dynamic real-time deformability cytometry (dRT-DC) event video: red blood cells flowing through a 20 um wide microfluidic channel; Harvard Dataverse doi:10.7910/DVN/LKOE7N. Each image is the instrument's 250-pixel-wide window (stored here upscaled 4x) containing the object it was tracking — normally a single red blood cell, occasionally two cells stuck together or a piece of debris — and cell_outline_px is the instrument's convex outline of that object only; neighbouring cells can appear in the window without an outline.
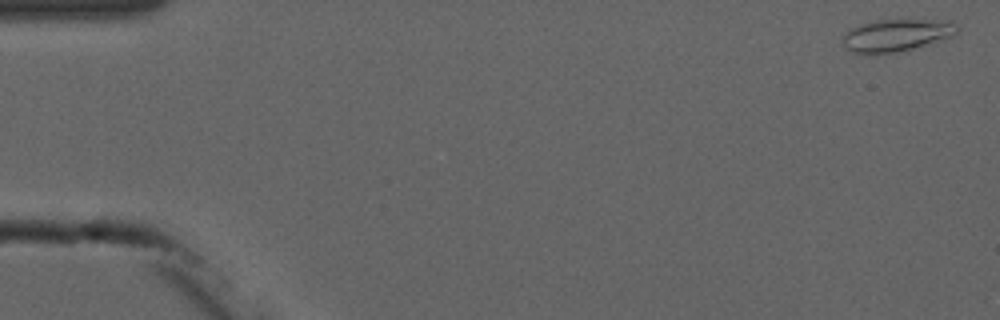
{"species": "common noctule bat (a hibernating species)", "species_latin": "Nyctalus noctula", "temperature_condition": "cold", "stored_images_in_passage": 5, "camera_frame_rate_fps": 3000, "um_per_image_px": 0.085, "animal": {"sex": "male", "forearm_length_mm": 52.5}, "frame": {"image": 1, "passage_image": 1, "time_ms": 0.0, "image_size_px": [1000, 320], "cell_outline_px": [[960, 28], [952, 36], [912, 48], [896, 52], [876, 56], [852, 52], [844, 44], [840, 36], [844, 32], [860, 24], [876, 20], [952, 20]], "centroid_in_image_um": [76.15, 3.0], "position_along_channel_um": 8.9, "area_um2": 21.73}}
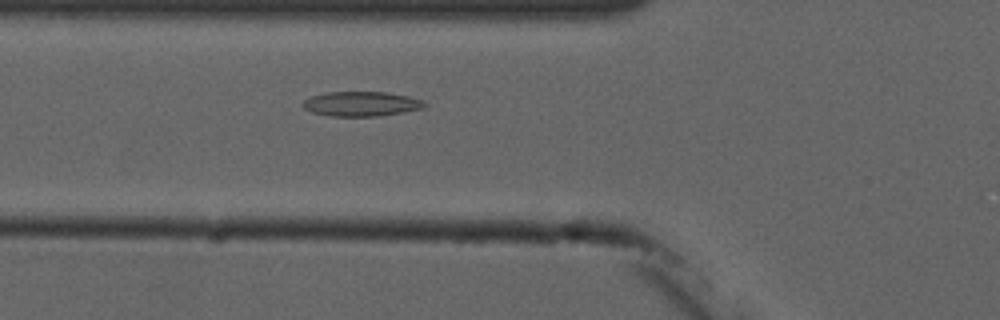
{"frame": {"image": 2, "passage_image": 5, "time_ms": 6.0, "image_size_px": [1000, 320], "cell_outline_px": [[428, 104], [424, 108], [404, 112], [380, 116], [328, 116], [312, 112], [304, 108], [300, 104], [304, 100], [312, 96], [328, 92], [388, 92], [408, 96], [424, 100]], "centroid_in_image_um": [30.74, 8.83], "position_along_channel_um": 95.1, "area_um2": 17.69}}